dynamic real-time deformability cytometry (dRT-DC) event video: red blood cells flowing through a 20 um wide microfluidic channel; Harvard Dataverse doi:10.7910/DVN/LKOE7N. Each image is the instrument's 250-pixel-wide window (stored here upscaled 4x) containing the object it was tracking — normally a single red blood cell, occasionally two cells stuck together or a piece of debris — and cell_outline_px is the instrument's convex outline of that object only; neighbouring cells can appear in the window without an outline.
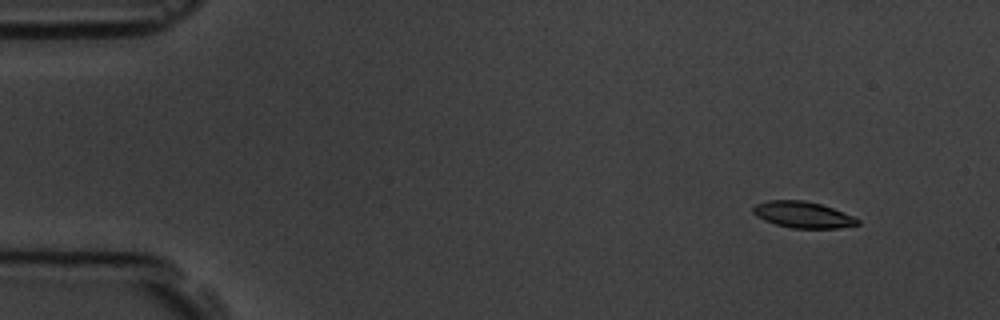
{"species": "common noctule bat (a hibernating species)", "species_latin": "Nyctalus noctula", "temperature_condition": "room temperature", "stored_images_in_passage": 5, "camera_frame_rate_fps": 3000, "um_per_image_px": 0.085, "animal": {"sex": "male", "body_mass_g": 19.5, "forearm_length_mm": 54.6}, "frame": {"image": 1, "passage_image": 2, "time_ms": 1.0, "image_size_px": [1000, 320], "cell_outline_px": [[860, 224], [840, 228], [792, 228], [776, 224], [764, 220], [756, 216], [752, 212], [752, 208], [756, 204], [768, 200], [804, 200], [820, 204], [832, 208], [852, 216], [860, 220]], "centroid_in_image_um": [68.23, 18.25], "position_along_channel_um": 16.8, "area_um2": 15.95}}
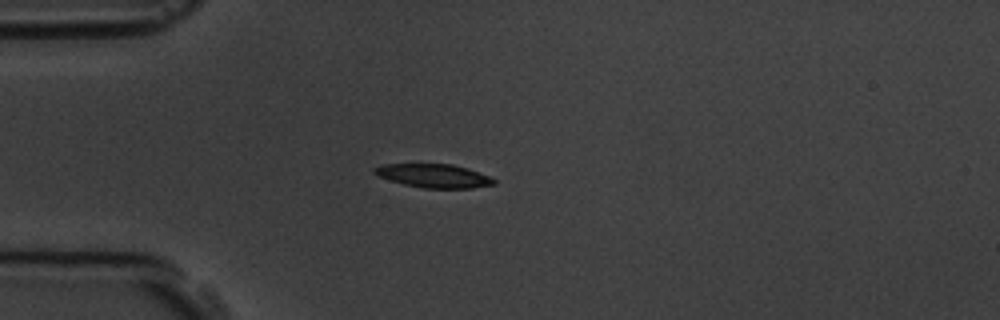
{"frame": {"image": 2, "passage_image": 5, "time_ms": 4.333, "image_size_px": [1000, 320], "cell_outline_px": [[496, 184], [472, 188], [424, 188], [404, 184], [380, 176], [372, 172], [372, 168], [380, 164], [452, 164], [468, 168], [488, 176], [496, 180]], "centroid_in_image_um": [36.87, 14.93], "position_along_channel_um": 48.1, "area_um2": 16.36}}